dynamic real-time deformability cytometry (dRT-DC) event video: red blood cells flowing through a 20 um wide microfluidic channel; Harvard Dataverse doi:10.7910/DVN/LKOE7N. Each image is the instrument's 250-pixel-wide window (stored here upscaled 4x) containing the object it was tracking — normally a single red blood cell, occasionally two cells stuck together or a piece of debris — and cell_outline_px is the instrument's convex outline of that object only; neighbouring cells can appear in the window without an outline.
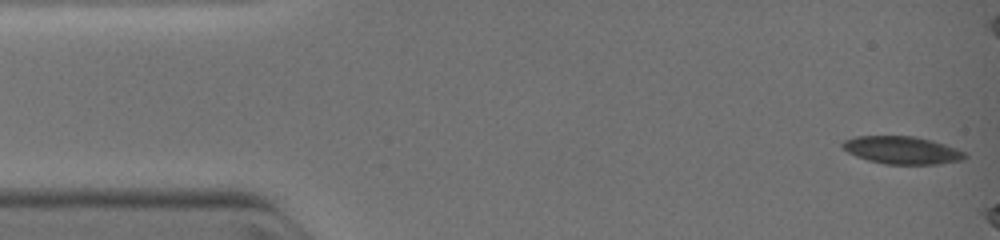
{"species": "common noctule bat (a hibernating species)", "species_latin": "Nyctalus noctula", "temperature_condition": "warm", "stored_images_in_passage": 2, "camera_frame_rate_fps": 3000, "um_per_image_px": 0.085, "animal": {"sex": "female", "body_mass_g": 19.0, "forearm_length_mm": 51.5}, "frame": {"image": 1, "passage_image": 1, "time_ms": 0.0, "image_size_px": [1000, 240], "cell_outline_px": [[968, 156], [960, 160], [936, 164], [888, 164], [868, 160], [856, 156], [848, 152], [840, 144], [844, 140], [856, 136], [912, 136], [944, 144], [964, 152]], "centroid_in_image_um": [76.63, 12.76], "position_along_channel_um": 8.4, "area_um2": 19.36}}